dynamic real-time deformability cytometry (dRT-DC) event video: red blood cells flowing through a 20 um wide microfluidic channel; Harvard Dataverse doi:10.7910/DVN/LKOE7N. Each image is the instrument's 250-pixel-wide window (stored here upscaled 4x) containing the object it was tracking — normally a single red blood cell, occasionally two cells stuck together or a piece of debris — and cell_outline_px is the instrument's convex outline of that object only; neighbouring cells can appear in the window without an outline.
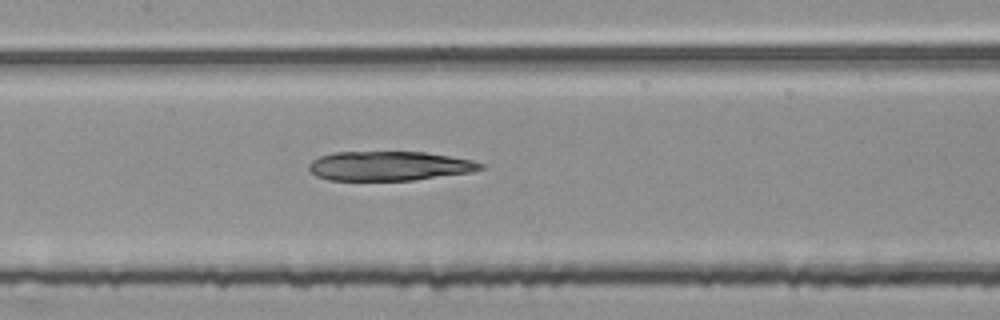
{"species": "common noctule bat (a hibernating species)", "species_latin": "Nyctalus noctula", "temperature_condition": "room temperature", "stored_images_in_passage": 42, "camera_frame_rate_fps": 3000, "um_per_image_px": 0.085, "animal": {"sex": "female", "body_mass_g": 25.1}, "frame": {"image": 1, "passage_image": 14, "time_ms": 4.333, "image_size_px": [1000, 320], "cell_outline_px": [[488, 164], [484, 168], [472, 172], [412, 180], [328, 180], [316, 176], [308, 172], [308, 164], [312, 160], [320, 156], [336, 152], [424, 152], [472, 160]], "centroid_in_image_um": [33.08, 14.11], "position_along_channel_um": 174.3, "area_um2": 29.48}}
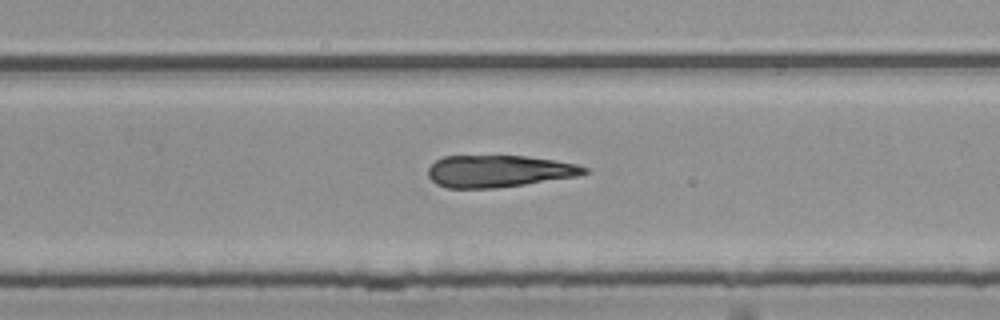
{"frame": {"image": 2, "passage_image": 23, "time_ms": 7.333, "image_size_px": [1000, 320], "cell_outline_px": [[588, 172], [576, 176], [524, 184], [496, 188], [448, 188], [436, 184], [428, 176], [428, 168], [436, 160], [444, 156], [524, 156], [552, 160], [576, 164], [588, 168]], "centroid_in_image_um": [42.36, 14.55], "position_along_channel_um": 287.4, "area_um2": 28.84}}
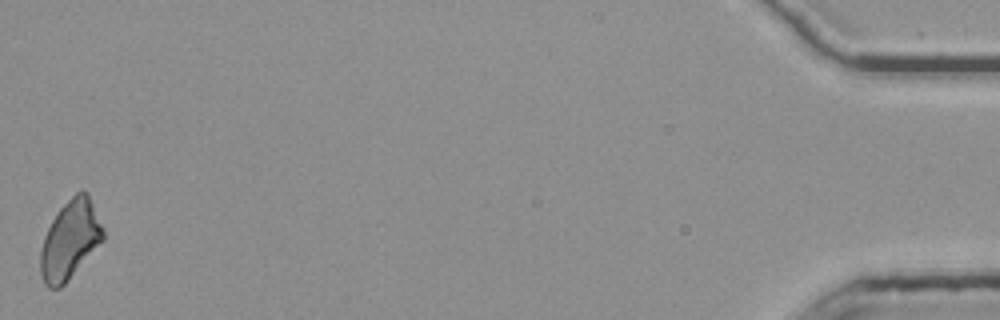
{"frame": {"image": 3, "passage_image": 42, "time_ms": 13.667, "image_size_px": [1000, 320], "cell_outline_px": [[104, 240], [68, 280], [60, 288], [48, 288], [44, 284], [40, 272], [40, 248], [44, 236], [52, 220], [60, 208], [80, 188], [88, 192], [104, 228]], "centroid_in_image_um": [5.96, 20.38], "position_along_channel_um": 429.2, "area_um2": 28.9}}